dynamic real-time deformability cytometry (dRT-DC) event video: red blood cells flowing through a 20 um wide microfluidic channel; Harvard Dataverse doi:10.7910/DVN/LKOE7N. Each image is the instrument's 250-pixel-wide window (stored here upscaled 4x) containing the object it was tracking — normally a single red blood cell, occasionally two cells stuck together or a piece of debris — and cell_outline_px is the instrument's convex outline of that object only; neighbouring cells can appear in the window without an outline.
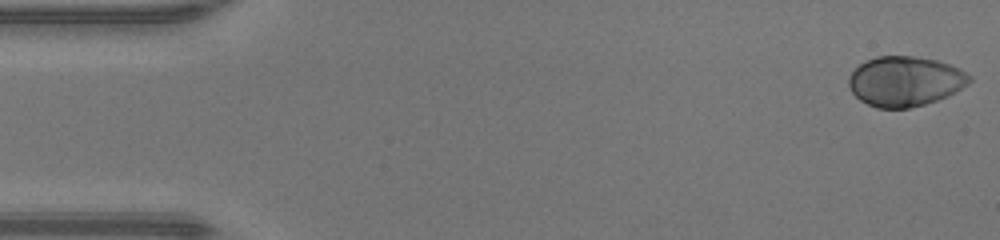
{"species": "human", "species_latin": "Homo sapiens", "temperature_condition": "warm", "stored_images_in_passage": 45, "camera_frame_rate_fps": 3000, "um_per_image_px": 0.085, "donor": {"sex": "male"}, "frame": {"image": 1, "passage_image": 1, "time_ms": 0.0, "image_size_px": [1000, 240], "cell_outline_px": [[972, 80], [968, 84], [956, 92], [948, 96], [924, 104], [908, 108], [876, 108], [860, 100], [852, 92], [848, 84], [848, 76], [860, 64], [876, 56], [912, 56], [936, 60], [960, 68], [972, 76]], "centroid_in_image_um": [76.94, 6.91], "position_along_channel_um": 8.1, "area_um2": 35.14}}
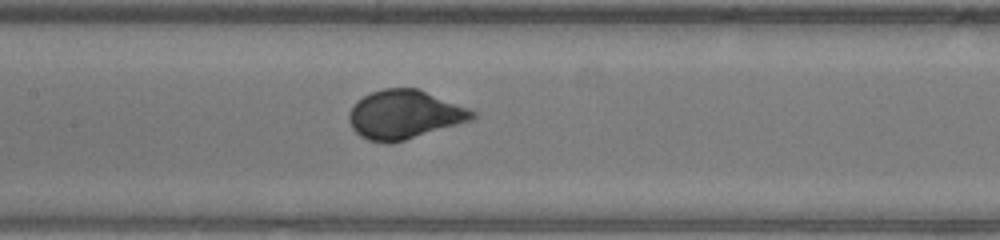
{"frame": {"image": 2, "passage_image": 22, "time_ms": 7.0, "image_size_px": [1000, 240], "cell_outline_px": [[480, 116], [472, 120], [404, 140], [388, 144], [368, 140], [360, 136], [352, 128], [348, 120], [348, 112], [352, 104], [356, 100], [372, 92], [384, 88], [416, 88], [468, 108], [476, 112]], "centroid_in_image_um": [34.34, 9.74], "position_along_channel_um": 173.1, "area_um2": 35.03}}
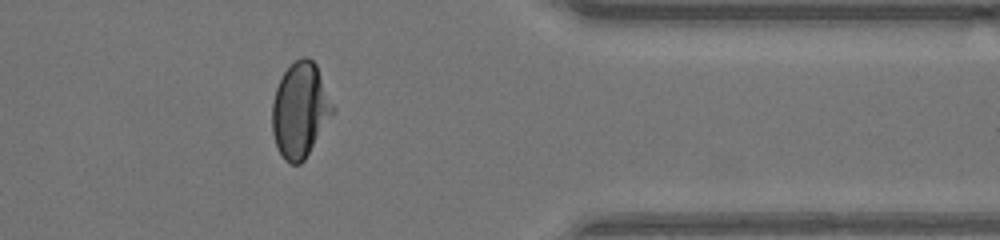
{"frame": {"image": 3, "passage_image": 38, "time_ms": 12.333, "image_size_px": [1000, 240], "cell_outline_px": [[336, 112], [304, 160], [300, 164], [292, 164], [284, 160], [276, 144], [272, 132], [272, 104], [276, 88], [284, 72], [300, 56], [308, 56], [316, 64], [336, 108]], "centroid_in_image_um": [25.55, 9.35], "position_along_channel_um": 385.9, "area_um2": 33.81}}